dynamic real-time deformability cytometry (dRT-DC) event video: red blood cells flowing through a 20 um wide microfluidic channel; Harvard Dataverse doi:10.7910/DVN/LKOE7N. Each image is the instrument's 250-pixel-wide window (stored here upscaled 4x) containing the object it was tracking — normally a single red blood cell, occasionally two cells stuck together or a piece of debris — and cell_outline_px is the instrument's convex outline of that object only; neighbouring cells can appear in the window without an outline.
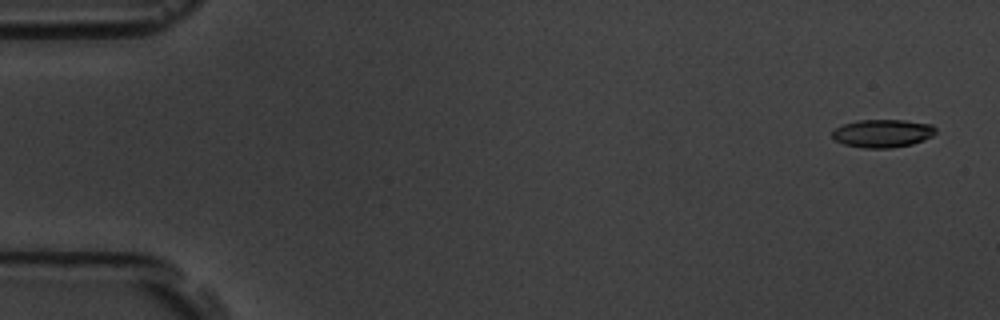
{"species": "common noctule bat (a hibernating species)", "species_latin": "Nyctalus noctula", "temperature_condition": "room temperature", "stored_images_in_passage": 5, "camera_frame_rate_fps": 3000, "um_per_image_px": 0.085, "animal": {"sex": "male", "body_mass_g": 19.5, "forearm_length_mm": 54.6}, "frame": {"image": 1, "passage_image": 1, "time_ms": 0.0, "image_size_px": [1000, 320], "cell_outline_px": [[936, 132], [932, 136], [924, 140], [912, 144], [892, 148], [864, 148], [844, 144], [836, 140], [832, 136], [832, 132], [836, 128], [844, 124], [856, 120], [904, 120], [932, 124], [936, 128]], "centroid_in_image_um": [75.05, 11.33], "position_along_channel_um": 10.0, "area_um2": 16.94}}
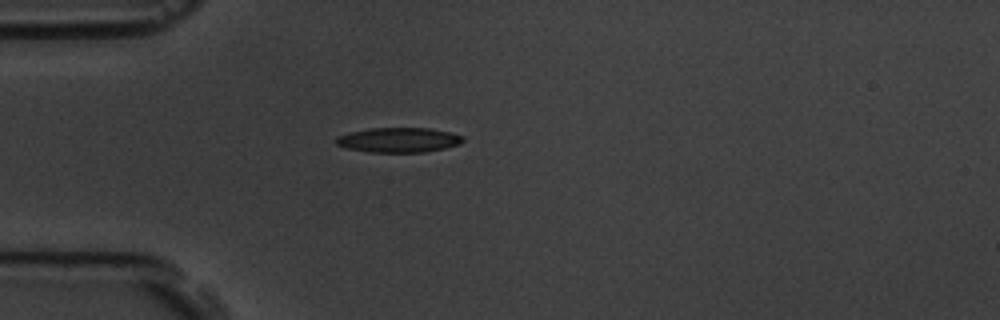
{"frame": {"image": 2, "passage_image": 5, "time_ms": 4.667, "image_size_px": [1000, 320], "cell_outline_px": [[464, 140], [460, 144], [444, 148], [424, 152], [368, 152], [348, 148], [336, 144], [336, 136], [368, 128], [428, 128], [452, 132], [464, 136]], "centroid_in_image_um": [33.92, 11.89], "position_along_channel_um": 51.1, "area_um2": 18.32}}